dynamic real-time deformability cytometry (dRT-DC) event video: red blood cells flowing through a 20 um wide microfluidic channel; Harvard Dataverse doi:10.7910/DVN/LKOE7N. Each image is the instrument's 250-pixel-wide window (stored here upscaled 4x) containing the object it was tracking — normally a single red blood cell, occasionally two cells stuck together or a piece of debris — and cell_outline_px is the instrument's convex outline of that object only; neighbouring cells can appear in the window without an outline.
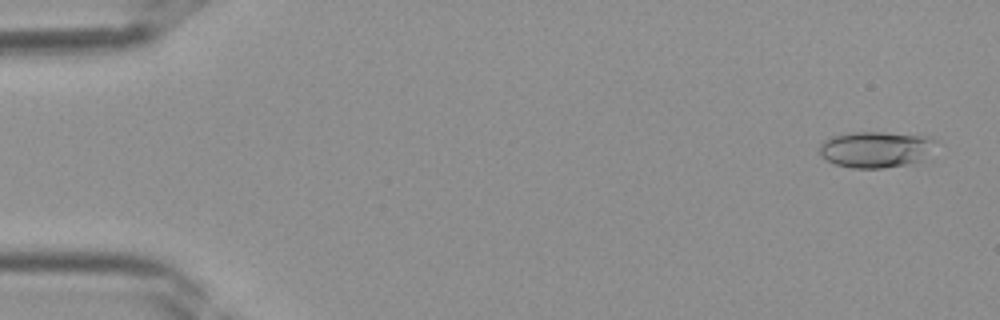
{"species": "Egyptian fruit bat (a non-hibernating species)", "species_latin": "Rousettus aegyptiacus", "temperature_condition": "room temperature", "stored_images_in_passage": 39, "camera_frame_rate_fps": 3000, "um_per_image_px": 0.085, "frame": {"image": 1, "passage_image": 2, "time_ms": 0.333, "image_size_px": [1000, 320], "cell_outline_px": [[936, 140], [924, 160], [908, 164], [884, 168], [852, 168], [836, 164], [820, 156], [820, 144], [824, 140], [832, 136], [848, 132], [880, 132], [924, 136]], "centroid_in_image_um": [74.4, 12.7], "position_along_channel_um": 10.6, "area_um2": 24.39}}
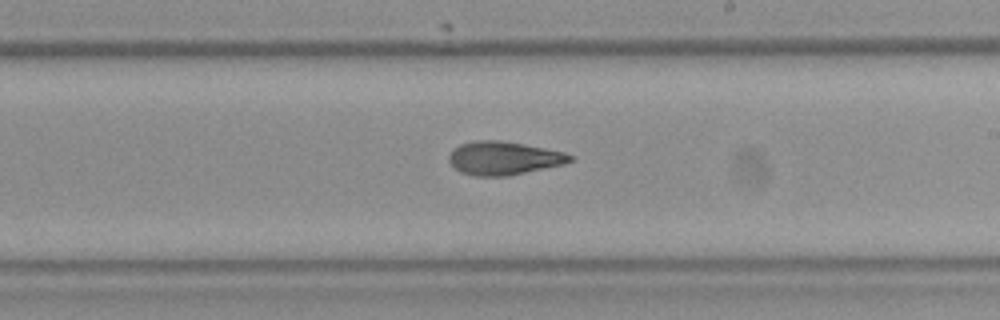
{"frame": {"image": 2, "passage_image": 23, "time_ms": 7.333, "image_size_px": [1000, 320], "cell_outline_px": [[576, 160], [564, 164], [508, 176], [476, 176], [460, 172], [448, 160], [448, 156], [460, 144], [476, 140], [500, 140], [524, 144], [564, 152], [576, 156]], "centroid_in_image_um": [42.87, 13.44], "position_along_channel_um": 246.1, "area_um2": 23.58}}
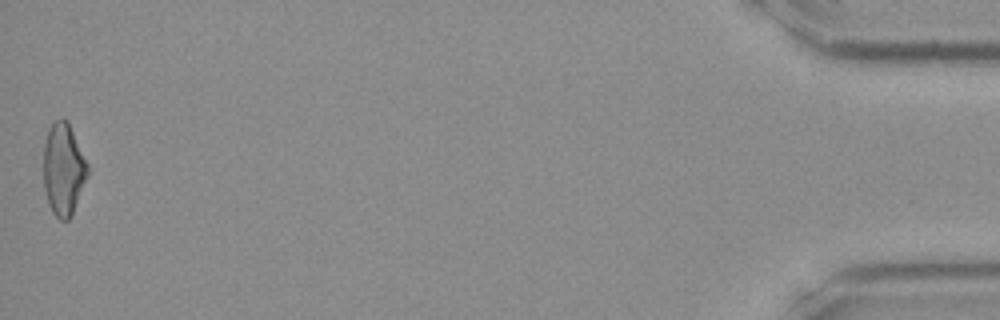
{"frame": {"image": 3, "passage_image": 39, "time_ms": 12.667, "image_size_px": [1000, 320], "cell_outline_px": [[88, 176], [72, 216], [68, 220], [60, 220], [52, 212], [48, 204], [44, 188], [44, 144], [48, 128], [60, 116], [68, 120], [88, 164]], "centroid_in_image_um": [5.4, 14.38], "position_along_channel_um": 429.8, "area_um2": 23.99}}